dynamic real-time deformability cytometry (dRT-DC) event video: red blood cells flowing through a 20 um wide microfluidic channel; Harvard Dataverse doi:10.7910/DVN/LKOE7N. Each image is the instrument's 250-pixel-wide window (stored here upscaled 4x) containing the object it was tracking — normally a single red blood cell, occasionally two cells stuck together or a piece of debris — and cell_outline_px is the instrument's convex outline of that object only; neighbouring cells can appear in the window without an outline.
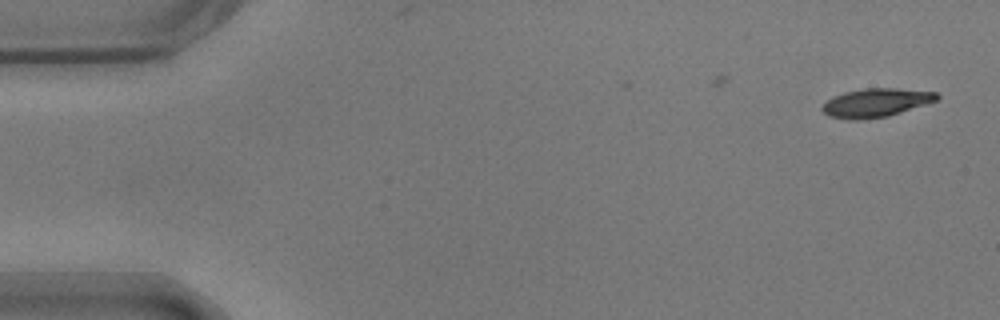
{"species": "common noctule bat (a hibernating species)", "species_latin": "Nyctalus noctula", "temperature_condition": "warm", "stored_images_in_passage": 4, "camera_frame_rate_fps": 3000, "um_per_image_px": 0.085, "animal": {"sex": "male", "body_mass_g": 17.9}, "frame": {"image": 1, "passage_image": 1, "time_ms": 0.0, "image_size_px": [1000, 320], "cell_outline_px": [[940, 96], [936, 100], [888, 116], [860, 120], [848, 120], [828, 116], [820, 108], [828, 100], [844, 92], [864, 88], [896, 88], [936, 92]], "centroid_in_image_um": [74.42, 8.73], "position_along_channel_um": 10.6, "area_um2": 18.9}}